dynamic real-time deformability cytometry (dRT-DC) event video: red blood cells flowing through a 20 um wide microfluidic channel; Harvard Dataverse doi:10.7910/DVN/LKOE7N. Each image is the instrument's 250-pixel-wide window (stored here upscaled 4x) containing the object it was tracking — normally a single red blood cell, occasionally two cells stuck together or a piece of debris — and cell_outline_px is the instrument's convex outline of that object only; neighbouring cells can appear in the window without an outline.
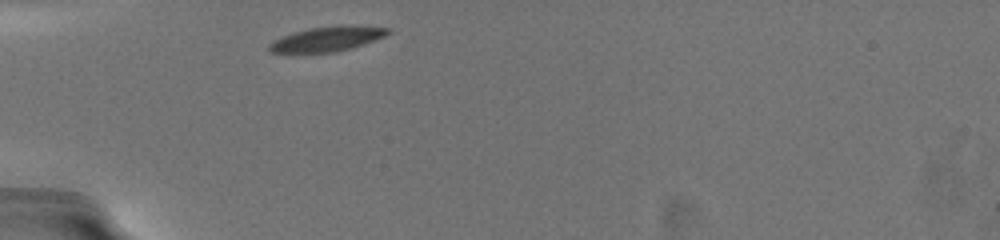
{"species": "common noctule bat (a hibernating species)", "species_latin": "Nyctalus noctula", "temperature_condition": "warm", "stored_images_in_passage": 27, "camera_frame_rate_fps": 3000, "um_per_image_px": 0.085, "animal": {"sex": "female", "body_mass_g": 19.5, "forearm_length_mm": 54.1}, "frame": {"image": 1, "passage_image": 1, "time_ms": 0.0, "image_size_px": [1000, 240], "cell_outline_px": [[388, 32], [384, 36], [364, 44], [352, 48], [336, 52], [272, 52], [268, 48], [268, 44], [280, 36], [292, 32], [308, 28], [336, 24], [348, 24], [388, 28]], "centroid_in_image_um": [27.79, 3.28], "position_along_channel_um": 57.2, "area_um2": 17.28}}
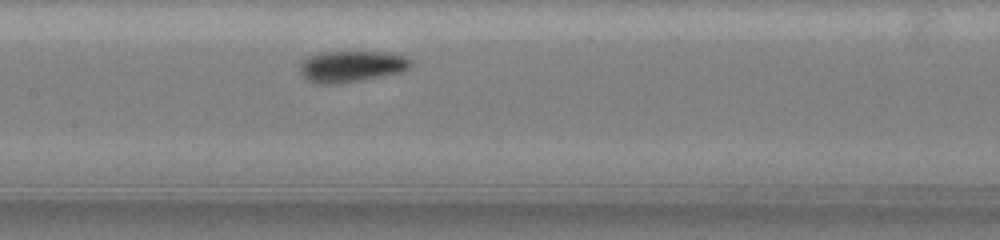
{"frame": {"image": 2, "passage_image": 10, "time_ms": 3.667, "image_size_px": [1000, 240], "cell_outline_px": [[412, 64], [404, 72], [364, 80], [328, 84], [316, 84], [304, 80], [300, 72], [300, 64], [308, 56], [320, 52], [388, 52], [408, 56], [412, 60]], "centroid_in_image_um": [29.9, 5.65], "position_along_channel_um": 177.5, "area_um2": 20.63}}
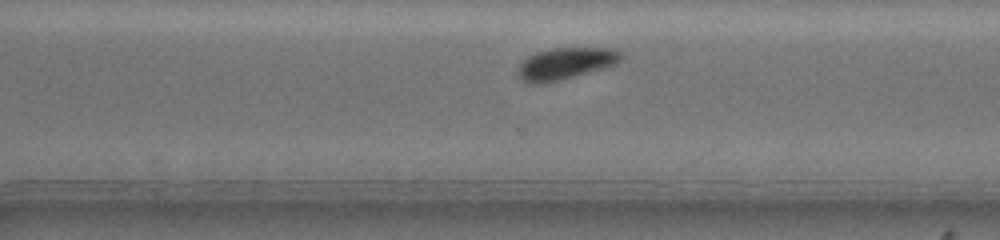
{"frame": {"image": 3, "passage_image": 21, "time_ms": 7.667, "image_size_px": [1000, 240], "cell_outline_px": [[624, 56], [616, 64], [560, 80], [540, 84], [532, 84], [524, 80], [516, 72], [520, 64], [528, 56], [536, 52], [552, 48], [612, 48], [620, 52]], "centroid_in_image_um": [48.06, 5.39], "position_along_channel_um": 322.5, "area_um2": 18.84}, "authors_computed_cell_mechanics": {"area_um2": 19.0162, "velocity_mm_per_s": 3.6387, "shape_relaxation_time_tau1_ms": 2.0249, "shape_relaxation_time_tau2_ms": null, "deformation_change_tau1": 0.158, "deformation_change_tau2": null}}